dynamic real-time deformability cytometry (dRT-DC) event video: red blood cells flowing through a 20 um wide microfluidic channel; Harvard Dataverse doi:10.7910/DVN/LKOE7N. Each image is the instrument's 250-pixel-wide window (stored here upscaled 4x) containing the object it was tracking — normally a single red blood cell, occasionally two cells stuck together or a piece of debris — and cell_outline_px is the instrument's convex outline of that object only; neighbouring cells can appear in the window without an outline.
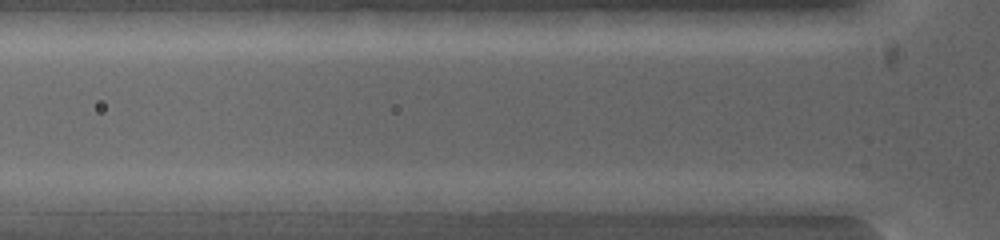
{"species": "common noctule bat (a hibernating species)", "species_latin": "Nyctalus noctula", "temperature_condition": "warm", "stored_images_in_passage": 2, "camera_frame_rate_fps": 5000, "um_per_image_px": 0.085, "animal": {"sex": "female", "body_mass_g": 19.0, "forearm_length_mm": 53.3}, "frame": {"image": 1, "passage_image": 2, "time_ms": 0.4, "image_size_px": [1000, 240], "cell_outline_px": [[788, 200], [784, 216], [772, 216], [652, 208], [628, 200], [704, 192], [752, 192]], "centroid_in_image_um": [61.23, 17.27], "position_along_channel_um": 64.6, "area_um2": 18.73}}